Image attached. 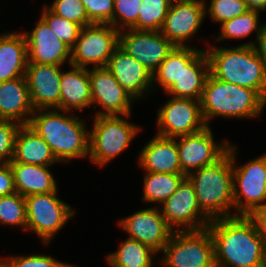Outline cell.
<instances>
[{"label": "cell", "mask_w": 266, "mask_h": 267, "mask_svg": "<svg viewBox=\"0 0 266 267\" xmlns=\"http://www.w3.org/2000/svg\"><path fill=\"white\" fill-rule=\"evenodd\" d=\"M256 52L264 63L266 69V21L262 23L257 41L254 45Z\"/></svg>", "instance_id": "obj_43"}, {"label": "cell", "mask_w": 266, "mask_h": 267, "mask_svg": "<svg viewBox=\"0 0 266 267\" xmlns=\"http://www.w3.org/2000/svg\"><path fill=\"white\" fill-rule=\"evenodd\" d=\"M117 250L106 255V261L112 267H153L154 257L158 254L145 244L125 238Z\"/></svg>", "instance_id": "obj_28"}, {"label": "cell", "mask_w": 266, "mask_h": 267, "mask_svg": "<svg viewBox=\"0 0 266 267\" xmlns=\"http://www.w3.org/2000/svg\"><path fill=\"white\" fill-rule=\"evenodd\" d=\"M249 10L261 12L266 10V0H245Z\"/></svg>", "instance_id": "obj_44"}, {"label": "cell", "mask_w": 266, "mask_h": 267, "mask_svg": "<svg viewBox=\"0 0 266 267\" xmlns=\"http://www.w3.org/2000/svg\"><path fill=\"white\" fill-rule=\"evenodd\" d=\"M27 42L23 32L0 34V82L10 81L26 75Z\"/></svg>", "instance_id": "obj_25"}, {"label": "cell", "mask_w": 266, "mask_h": 267, "mask_svg": "<svg viewBox=\"0 0 266 267\" xmlns=\"http://www.w3.org/2000/svg\"><path fill=\"white\" fill-rule=\"evenodd\" d=\"M143 203H155L160 206L178 188L181 181L186 177L184 174L154 173L144 174Z\"/></svg>", "instance_id": "obj_30"}, {"label": "cell", "mask_w": 266, "mask_h": 267, "mask_svg": "<svg viewBox=\"0 0 266 267\" xmlns=\"http://www.w3.org/2000/svg\"><path fill=\"white\" fill-rule=\"evenodd\" d=\"M33 113L26 76L0 82V119L28 125Z\"/></svg>", "instance_id": "obj_22"}, {"label": "cell", "mask_w": 266, "mask_h": 267, "mask_svg": "<svg viewBox=\"0 0 266 267\" xmlns=\"http://www.w3.org/2000/svg\"><path fill=\"white\" fill-rule=\"evenodd\" d=\"M14 162L52 166L59 163L49 145L28 125H21L15 137Z\"/></svg>", "instance_id": "obj_27"}, {"label": "cell", "mask_w": 266, "mask_h": 267, "mask_svg": "<svg viewBox=\"0 0 266 267\" xmlns=\"http://www.w3.org/2000/svg\"><path fill=\"white\" fill-rule=\"evenodd\" d=\"M118 225L128 234V238L145 244L157 254L163 250L174 232L162 216L159 206L139 209L119 220Z\"/></svg>", "instance_id": "obj_15"}, {"label": "cell", "mask_w": 266, "mask_h": 267, "mask_svg": "<svg viewBox=\"0 0 266 267\" xmlns=\"http://www.w3.org/2000/svg\"><path fill=\"white\" fill-rule=\"evenodd\" d=\"M172 0H143L139 9L136 30L160 31Z\"/></svg>", "instance_id": "obj_32"}, {"label": "cell", "mask_w": 266, "mask_h": 267, "mask_svg": "<svg viewBox=\"0 0 266 267\" xmlns=\"http://www.w3.org/2000/svg\"><path fill=\"white\" fill-rule=\"evenodd\" d=\"M60 110L82 112L92 107L89 68L70 65V69H62L60 78Z\"/></svg>", "instance_id": "obj_23"}, {"label": "cell", "mask_w": 266, "mask_h": 267, "mask_svg": "<svg viewBox=\"0 0 266 267\" xmlns=\"http://www.w3.org/2000/svg\"><path fill=\"white\" fill-rule=\"evenodd\" d=\"M47 7L56 15L79 24L81 27L93 24L81 0H54Z\"/></svg>", "instance_id": "obj_36"}, {"label": "cell", "mask_w": 266, "mask_h": 267, "mask_svg": "<svg viewBox=\"0 0 266 267\" xmlns=\"http://www.w3.org/2000/svg\"><path fill=\"white\" fill-rule=\"evenodd\" d=\"M62 65L27 63L26 79L34 110H60Z\"/></svg>", "instance_id": "obj_18"}, {"label": "cell", "mask_w": 266, "mask_h": 267, "mask_svg": "<svg viewBox=\"0 0 266 267\" xmlns=\"http://www.w3.org/2000/svg\"><path fill=\"white\" fill-rule=\"evenodd\" d=\"M58 190L25 197L27 210L26 231L35 233L48 246L54 236L75 216V209L59 198ZM73 208V209H72Z\"/></svg>", "instance_id": "obj_9"}, {"label": "cell", "mask_w": 266, "mask_h": 267, "mask_svg": "<svg viewBox=\"0 0 266 267\" xmlns=\"http://www.w3.org/2000/svg\"><path fill=\"white\" fill-rule=\"evenodd\" d=\"M137 161L146 172L183 174L176 138L155 134L139 151Z\"/></svg>", "instance_id": "obj_21"}, {"label": "cell", "mask_w": 266, "mask_h": 267, "mask_svg": "<svg viewBox=\"0 0 266 267\" xmlns=\"http://www.w3.org/2000/svg\"><path fill=\"white\" fill-rule=\"evenodd\" d=\"M143 0H114L113 27L118 30L131 29L138 19Z\"/></svg>", "instance_id": "obj_37"}, {"label": "cell", "mask_w": 266, "mask_h": 267, "mask_svg": "<svg viewBox=\"0 0 266 267\" xmlns=\"http://www.w3.org/2000/svg\"><path fill=\"white\" fill-rule=\"evenodd\" d=\"M209 74L208 57L202 49L188 64H181V74L165 94L169 97L201 100Z\"/></svg>", "instance_id": "obj_24"}, {"label": "cell", "mask_w": 266, "mask_h": 267, "mask_svg": "<svg viewBox=\"0 0 266 267\" xmlns=\"http://www.w3.org/2000/svg\"><path fill=\"white\" fill-rule=\"evenodd\" d=\"M94 116L129 115L135 100L106 68H89ZM100 106L102 109L96 110Z\"/></svg>", "instance_id": "obj_14"}, {"label": "cell", "mask_w": 266, "mask_h": 267, "mask_svg": "<svg viewBox=\"0 0 266 267\" xmlns=\"http://www.w3.org/2000/svg\"><path fill=\"white\" fill-rule=\"evenodd\" d=\"M0 267H4L3 259L0 257Z\"/></svg>", "instance_id": "obj_46"}, {"label": "cell", "mask_w": 266, "mask_h": 267, "mask_svg": "<svg viewBox=\"0 0 266 267\" xmlns=\"http://www.w3.org/2000/svg\"><path fill=\"white\" fill-rule=\"evenodd\" d=\"M92 23L113 26L114 0H81Z\"/></svg>", "instance_id": "obj_40"}, {"label": "cell", "mask_w": 266, "mask_h": 267, "mask_svg": "<svg viewBox=\"0 0 266 267\" xmlns=\"http://www.w3.org/2000/svg\"><path fill=\"white\" fill-rule=\"evenodd\" d=\"M202 49L175 46L153 73V92L155 85L165 92L181 74V64H188Z\"/></svg>", "instance_id": "obj_29"}, {"label": "cell", "mask_w": 266, "mask_h": 267, "mask_svg": "<svg viewBox=\"0 0 266 267\" xmlns=\"http://www.w3.org/2000/svg\"><path fill=\"white\" fill-rule=\"evenodd\" d=\"M106 68L136 102L152 93L153 74L120 46L112 53Z\"/></svg>", "instance_id": "obj_20"}, {"label": "cell", "mask_w": 266, "mask_h": 267, "mask_svg": "<svg viewBox=\"0 0 266 267\" xmlns=\"http://www.w3.org/2000/svg\"><path fill=\"white\" fill-rule=\"evenodd\" d=\"M205 19V7L198 0H172L160 32L174 46L189 47Z\"/></svg>", "instance_id": "obj_17"}, {"label": "cell", "mask_w": 266, "mask_h": 267, "mask_svg": "<svg viewBox=\"0 0 266 267\" xmlns=\"http://www.w3.org/2000/svg\"><path fill=\"white\" fill-rule=\"evenodd\" d=\"M129 115L94 116L90 130L89 161L104 167L131 145L142 128Z\"/></svg>", "instance_id": "obj_6"}, {"label": "cell", "mask_w": 266, "mask_h": 267, "mask_svg": "<svg viewBox=\"0 0 266 267\" xmlns=\"http://www.w3.org/2000/svg\"><path fill=\"white\" fill-rule=\"evenodd\" d=\"M209 73L223 82L257 91L266 100V69L254 46H208Z\"/></svg>", "instance_id": "obj_3"}, {"label": "cell", "mask_w": 266, "mask_h": 267, "mask_svg": "<svg viewBox=\"0 0 266 267\" xmlns=\"http://www.w3.org/2000/svg\"><path fill=\"white\" fill-rule=\"evenodd\" d=\"M200 102L207 126L216 117L258 118L266 106V100L257 91L223 82L210 74L205 81Z\"/></svg>", "instance_id": "obj_4"}, {"label": "cell", "mask_w": 266, "mask_h": 267, "mask_svg": "<svg viewBox=\"0 0 266 267\" xmlns=\"http://www.w3.org/2000/svg\"><path fill=\"white\" fill-rule=\"evenodd\" d=\"M35 28L23 32L27 42L28 63L71 65V48L55 35L40 17Z\"/></svg>", "instance_id": "obj_19"}, {"label": "cell", "mask_w": 266, "mask_h": 267, "mask_svg": "<svg viewBox=\"0 0 266 267\" xmlns=\"http://www.w3.org/2000/svg\"><path fill=\"white\" fill-rule=\"evenodd\" d=\"M119 33L111 24L93 23L81 28L71 50V65L88 69L106 67L119 46Z\"/></svg>", "instance_id": "obj_10"}, {"label": "cell", "mask_w": 266, "mask_h": 267, "mask_svg": "<svg viewBox=\"0 0 266 267\" xmlns=\"http://www.w3.org/2000/svg\"><path fill=\"white\" fill-rule=\"evenodd\" d=\"M187 177L194 185L199 207L211 220L234 216L233 163L228 151Z\"/></svg>", "instance_id": "obj_5"}, {"label": "cell", "mask_w": 266, "mask_h": 267, "mask_svg": "<svg viewBox=\"0 0 266 267\" xmlns=\"http://www.w3.org/2000/svg\"><path fill=\"white\" fill-rule=\"evenodd\" d=\"M22 255L2 257L4 267H74L47 254Z\"/></svg>", "instance_id": "obj_38"}, {"label": "cell", "mask_w": 266, "mask_h": 267, "mask_svg": "<svg viewBox=\"0 0 266 267\" xmlns=\"http://www.w3.org/2000/svg\"><path fill=\"white\" fill-rule=\"evenodd\" d=\"M211 126L199 132L176 138L182 173H190L202 167L214 164L226 152L229 141L216 142Z\"/></svg>", "instance_id": "obj_13"}, {"label": "cell", "mask_w": 266, "mask_h": 267, "mask_svg": "<svg viewBox=\"0 0 266 267\" xmlns=\"http://www.w3.org/2000/svg\"><path fill=\"white\" fill-rule=\"evenodd\" d=\"M249 10L245 0H213L205 6V15L219 25L238 17Z\"/></svg>", "instance_id": "obj_35"}, {"label": "cell", "mask_w": 266, "mask_h": 267, "mask_svg": "<svg viewBox=\"0 0 266 267\" xmlns=\"http://www.w3.org/2000/svg\"><path fill=\"white\" fill-rule=\"evenodd\" d=\"M40 17L48 24L56 36L71 49L75 46L81 26L53 13L47 5H43Z\"/></svg>", "instance_id": "obj_34"}, {"label": "cell", "mask_w": 266, "mask_h": 267, "mask_svg": "<svg viewBox=\"0 0 266 267\" xmlns=\"http://www.w3.org/2000/svg\"><path fill=\"white\" fill-rule=\"evenodd\" d=\"M259 14V12L248 10L244 14L220 24V33L216 36L214 42L220 43L225 39H244L254 32L256 34L254 42L249 40L248 42L246 41V43L241 44L254 46L262 25V23H260Z\"/></svg>", "instance_id": "obj_31"}, {"label": "cell", "mask_w": 266, "mask_h": 267, "mask_svg": "<svg viewBox=\"0 0 266 267\" xmlns=\"http://www.w3.org/2000/svg\"><path fill=\"white\" fill-rule=\"evenodd\" d=\"M204 7L208 5L207 0H198ZM213 0H210L212 2Z\"/></svg>", "instance_id": "obj_45"}, {"label": "cell", "mask_w": 266, "mask_h": 267, "mask_svg": "<svg viewBox=\"0 0 266 267\" xmlns=\"http://www.w3.org/2000/svg\"><path fill=\"white\" fill-rule=\"evenodd\" d=\"M20 127L16 121L0 119V163L13 160L15 137Z\"/></svg>", "instance_id": "obj_39"}, {"label": "cell", "mask_w": 266, "mask_h": 267, "mask_svg": "<svg viewBox=\"0 0 266 267\" xmlns=\"http://www.w3.org/2000/svg\"><path fill=\"white\" fill-rule=\"evenodd\" d=\"M160 206L162 216L174 231L200 230L211 222L199 207L194 185L187 176Z\"/></svg>", "instance_id": "obj_12"}, {"label": "cell", "mask_w": 266, "mask_h": 267, "mask_svg": "<svg viewBox=\"0 0 266 267\" xmlns=\"http://www.w3.org/2000/svg\"><path fill=\"white\" fill-rule=\"evenodd\" d=\"M248 216L254 222L258 235L266 247V206L253 210Z\"/></svg>", "instance_id": "obj_42"}, {"label": "cell", "mask_w": 266, "mask_h": 267, "mask_svg": "<svg viewBox=\"0 0 266 267\" xmlns=\"http://www.w3.org/2000/svg\"><path fill=\"white\" fill-rule=\"evenodd\" d=\"M237 147L231 142L227 149L233 163L234 216H248L253 210L266 206V154L239 166Z\"/></svg>", "instance_id": "obj_7"}, {"label": "cell", "mask_w": 266, "mask_h": 267, "mask_svg": "<svg viewBox=\"0 0 266 267\" xmlns=\"http://www.w3.org/2000/svg\"><path fill=\"white\" fill-rule=\"evenodd\" d=\"M216 267H266V247L246 215L212 219Z\"/></svg>", "instance_id": "obj_1"}, {"label": "cell", "mask_w": 266, "mask_h": 267, "mask_svg": "<svg viewBox=\"0 0 266 267\" xmlns=\"http://www.w3.org/2000/svg\"><path fill=\"white\" fill-rule=\"evenodd\" d=\"M9 164L14 174L15 190L22 196L46 194L59 190L57 180L50 170L52 166L24 164L13 160Z\"/></svg>", "instance_id": "obj_26"}, {"label": "cell", "mask_w": 266, "mask_h": 267, "mask_svg": "<svg viewBox=\"0 0 266 267\" xmlns=\"http://www.w3.org/2000/svg\"><path fill=\"white\" fill-rule=\"evenodd\" d=\"M158 258L165 267H216L214 243L208 228L174 231Z\"/></svg>", "instance_id": "obj_8"}, {"label": "cell", "mask_w": 266, "mask_h": 267, "mask_svg": "<svg viewBox=\"0 0 266 267\" xmlns=\"http://www.w3.org/2000/svg\"><path fill=\"white\" fill-rule=\"evenodd\" d=\"M161 106L156 113L157 135L177 138L199 132L207 126L200 100L171 96Z\"/></svg>", "instance_id": "obj_11"}, {"label": "cell", "mask_w": 266, "mask_h": 267, "mask_svg": "<svg viewBox=\"0 0 266 267\" xmlns=\"http://www.w3.org/2000/svg\"><path fill=\"white\" fill-rule=\"evenodd\" d=\"M0 224L18 226L26 231L27 210L24 196L16 192L0 197Z\"/></svg>", "instance_id": "obj_33"}, {"label": "cell", "mask_w": 266, "mask_h": 267, "mask_svg": "<svg viewBox=\"0 0 266 267\" xmlns=\"http://www.w3.org/2000/svg\"><path fill=\"white\" fill-rule=\"evenodd\" d=\"M65 112V113H64ZM58 109L34 110L28 126L50 147L59 163L89 157L90 130L85 119Z\"/></svg>", "instance_id": "obj_2"}, {"label": "cell", "mask_w": 266, "mask_h": 267, "mask_svg": "<svg viewBox=\"0 0 266 267\" xmlns=\"http://www.w3.org/2000/svg\"><path fill=\"white\" fill-rule=\"evenodd\" d=\"M16 193L14 174L9 163H0V197Z\"/></svg>", "instance_id": "obj_41"}, {"label": "cell", "mask_w": 266, "mask_h": 267, "mask_svg": "<svg viewBox=\"0 0 266 267\" xmlns=\"http://www.w3.org/2000/svg\"><path fill=\"white\" fill-rule=\"evenodd\" d=\"M119 46L152 74L175 47L160 31L136 29L121 30Z\"/></svg>", "instance_id": "obj_16"}]
</instances>
